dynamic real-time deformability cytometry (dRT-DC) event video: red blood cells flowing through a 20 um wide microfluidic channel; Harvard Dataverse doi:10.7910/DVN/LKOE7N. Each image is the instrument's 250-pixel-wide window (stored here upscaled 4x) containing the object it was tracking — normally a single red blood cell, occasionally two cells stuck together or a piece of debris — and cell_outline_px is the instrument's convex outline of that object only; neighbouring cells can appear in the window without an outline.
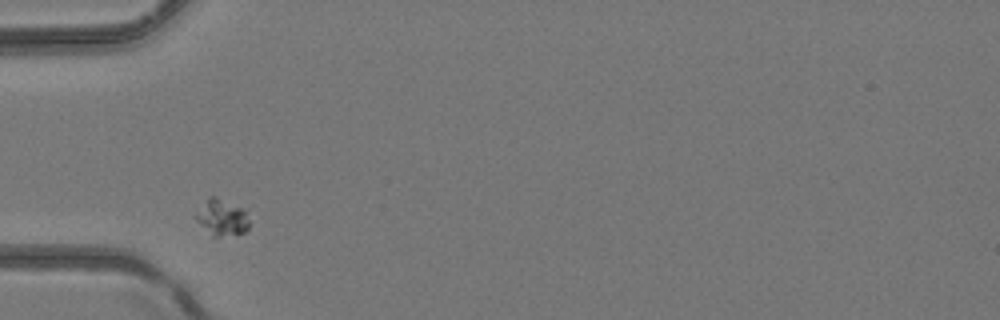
{"species": "common noctule bat (a hibernating species)", "species_latin": "Nyctalus noctula", "temperature_condition": "room temperature", "stored_images_in_passage": 5, "camera_frame_rate_fps": 3000, "um_per_image_px": 0.085, "animal": {"sex": "female", "body_mass_g": 24.6, "forearm_length_mm": 56.2}, "frame": {"image": 1, "passage_image": 1, "time_ms": 0.0, "image_size_px": [1000, 320], "cell_outline_px": [[248, 228], [244, 232], [220, 236], [212, 236], [196, 220], [196, 216], [208, 196], [216, 196], [244, 208], [248, 220]], "centroid_in_image_um": [18.88, 18.46], "position_along_channel_um": 66.1, "area_um2": 10.98}}
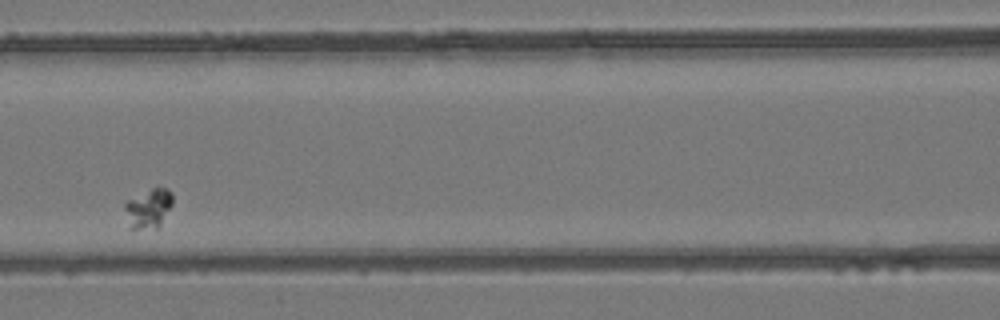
{"frame": {"image": 2, "passage_image": 3, "time_ms": 2.333, "image_size_px": [1000, 320], "cell_outline_px": [[172, 204], [160, 228], [132, 228], [124, 208], [124, 204], [128, 200], [152, 188], [168, 188], [172, 192]], "centroid_in_image_um": [12.67, 17.7], "position_along_channel_um": 153.9, "area_um2": 10.75}}
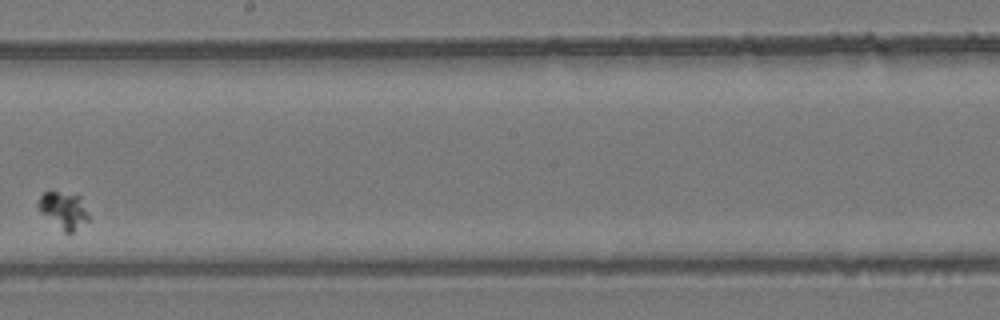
{"frame": {"image": 3, "passage_image": 5, "time_ms": 4.667, "image_size_px": [1000, 320], "cell_outline_px": [[88, 220], [72, 232], [64, 232], [40, 212], [36, 208], [36, 204], [40, 196], [44, 192], [56, 192], [80, 196], [88, 216]], "centroid_in_image_um": [5.35, 17.86], "position_along_channel_um": 242.8, "area_um2": 10.52}}